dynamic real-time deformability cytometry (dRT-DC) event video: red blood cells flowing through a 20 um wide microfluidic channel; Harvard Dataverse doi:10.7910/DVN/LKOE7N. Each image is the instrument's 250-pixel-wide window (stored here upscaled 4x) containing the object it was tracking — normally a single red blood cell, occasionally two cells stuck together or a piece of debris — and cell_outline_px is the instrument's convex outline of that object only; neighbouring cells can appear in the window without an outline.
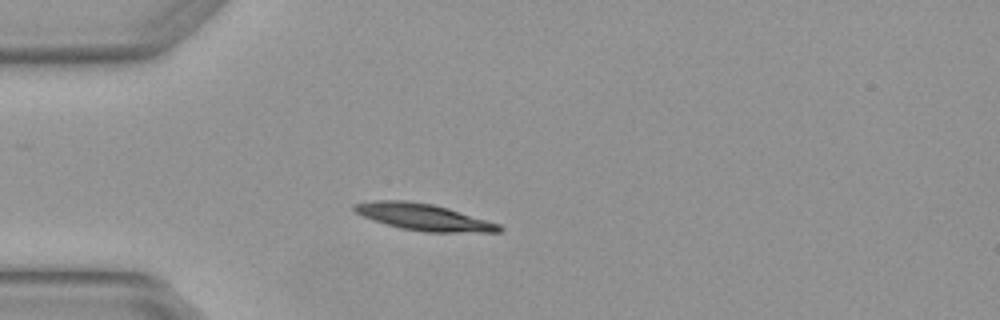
{"species": "Egyptian fruit bat (a non-hibernating species)", "species_latin": "Rousettus aegyptiacus", "temperature_condition": "warm", "stored_images_in_passage": 3, "camera_frame_rate_fps": 3000, "um_per_image_px": 0.085, "animal": {"sex": "female"}, "frame": {"image": 1, "passage_image": 3, "time_ms": 0.667, "image_size_px": [1000, 320], "cell_outline_px": [[504, 228], [500, 232], [424, 232], [400, 228], [364, 216], [356, 212], [352, 208], [352, 204], [372, 200], [408, 200], [432, 204], [448, 208], [500, 224]], "centroid_in_image_um": [36.01, 18.44], "position_along_channel_um": 49.0, "area_um2": 22.37}}